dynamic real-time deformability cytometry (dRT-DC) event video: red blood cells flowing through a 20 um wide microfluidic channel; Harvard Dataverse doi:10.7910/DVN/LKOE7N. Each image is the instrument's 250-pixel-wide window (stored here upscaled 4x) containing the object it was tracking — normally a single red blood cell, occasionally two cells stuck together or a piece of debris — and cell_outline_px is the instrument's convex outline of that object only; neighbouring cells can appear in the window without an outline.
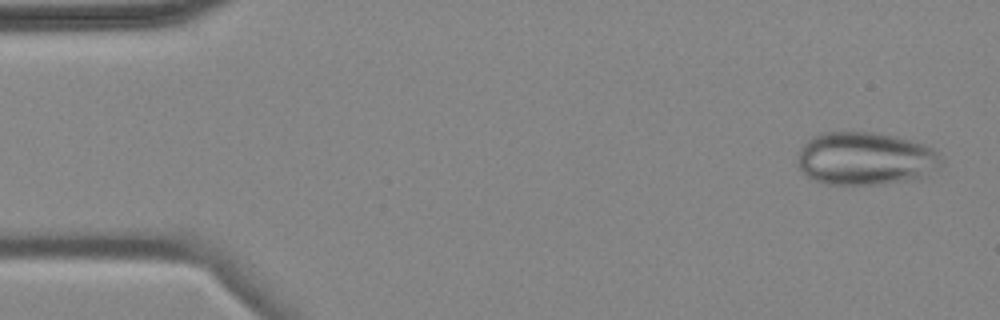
{"species": "common noctule bat (a hibernating species)", "species_latin": "Nyctalus noctula", "temperature_condition": "cold", "stored_images_in_passage": 4, "camera_frame_rate_fps": 3000, "um_per_image_px": 0.085, "animal": {"sex": "female", "body_mass_g": 18.4}, "frame": {"image": 1, "passage_image": 1, "time_ms": 0.0, "image_size_px": [1000, 320], "cell_outline_px": [[944, 164], [916, 180], [884, 184], [828, 184], [812, 180], [804, 176], [800, 168], [800, 148], [812, 136], [824, 132], [872, 132], [896, 136], [924, 144], [932, 148], [936, 152]], "centroid_in_image_um": [73.57, 13.49], "position_along_channel_um": 11.4, "area_um2": 44.45}}